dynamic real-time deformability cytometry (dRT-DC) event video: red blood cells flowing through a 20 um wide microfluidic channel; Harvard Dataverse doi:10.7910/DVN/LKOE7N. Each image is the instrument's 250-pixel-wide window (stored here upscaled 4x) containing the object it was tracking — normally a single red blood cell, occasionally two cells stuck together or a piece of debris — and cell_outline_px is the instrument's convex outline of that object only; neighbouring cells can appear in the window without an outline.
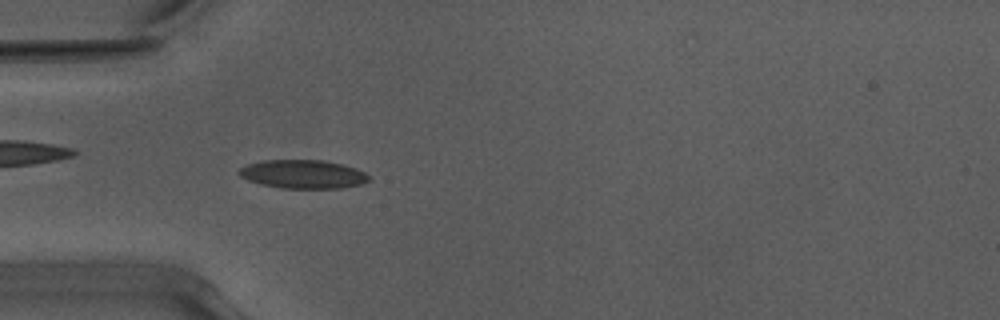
{"species": "Egyptian fruit bat (a non-hibernating species)", "species_latin": "Rousettus aegyptiacus", "temperature_condition": "warm", "stored_images_in_passage": 51, "camera_frame_rate_fps": 3000, "um_per_image_px": 0.085, "animal": {"sex": "male"}, "frame": {"image": 1, "passage_image": 14, "time_ms": 4.333, "image_size_px": [1000, 320], "cell_outline_px": [[368, 180], [360, 184], [340, 188], [280, 188], [260, 184], [248, 180], [240, 176], [236, 172], [240, 168], [248, 164], [264, 160], [324, 160], [344, 164], [356, 168], [364, 172], [368, 176]], "centroid_in_image_um": [25.72, 14.8], "position_along_channel_um": 59.3, "area_um2": 21.62}}
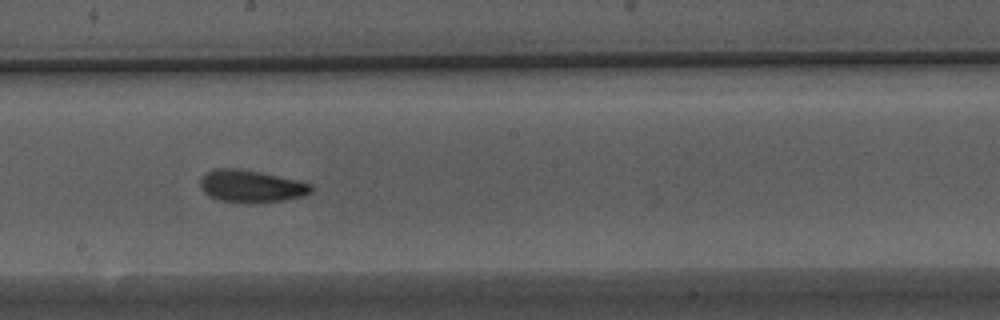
{"frame": {"image": 2, "passage_image": 27, "time_ms": 8.667, "image_size_px": [1000, 320], "cell_outline_px": [[312, 192], [304, 196], [284, 200], [256, 204], [248, 204], [216, 200], [208, 196], [200, 188], [200, 180], [208, 172], [216, 168], [236, 168], [260, 172], [300, 180], [312, 184]], "centroid_in_image_um": [21.36, 15.85], "position_along_channel_um": 226.8, "area_um2": 21.33}}
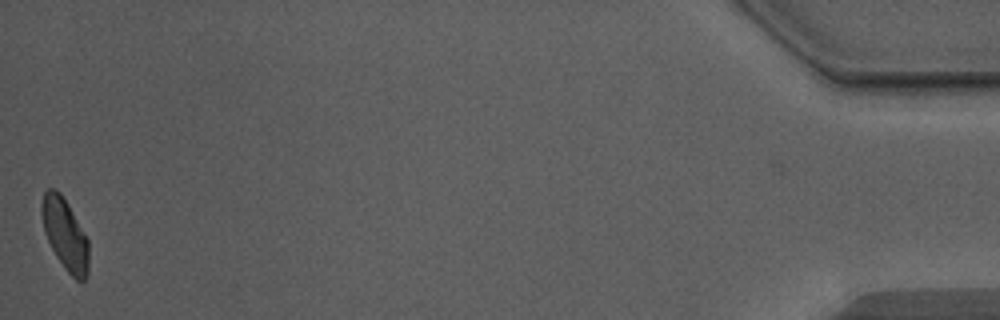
{"frame": {"image": 3, "passage_image": 50, "time_ms": 16.333, "image_size_px": [1000, 320], "cell_outline_px": [[88, 272], [84, 280], [76, 280], [64, 268], [56, 256], [44, 232], [40, 212], [40, 204], [44, 192], [48, 188], [56, 188], [60, 192], [68, 204], [88, 240]], "centroid_in_image_um": [5.5, 19.87], "position_along_channel_um": 429.7, "area_um2": 19.54}, "authors_computed_cell_mechanics": {"area_um2": 20.2878, "velocity_mm_per_s": 3.9496, "shape_relaxation_time_tau1_ms": 5.005, "shape_relaxation_time_tau2_ms": 1.4769, "deformation_change_tau1": 0.1286, "deformation_change_tau2": 0.056}}